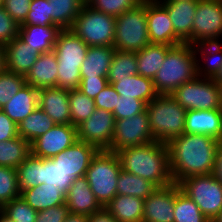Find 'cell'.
<instances>
[{
	"label": "cell",
	"instance_id": "cell-1",
	"mask_svg": "<svg viewBox=\"0 0 222 222\" xmlns=\"http://www.w3.org/2000/svg\"><path fill=\"white\" fill-rule=\"evenodd\" d=\"M219 140L208 135L183 133L167 143L174 183L215 171Z\"/></svg>",
	"mask_w": 222,
	"mask_h": 222
},
{
	"label": "cell",
	"instance_id": "cell-2",
	"mask_svg": "<svg viewBox=\"0 0 222 222\" xmlns=\"http://www.w3.org/2000/svg\"><path fill=\"white\" fill-rule=\"evenodd\" d=\"M116 154L122 170L149 180L157 187L174 183L166 143L153 141L142 146L123 148Z\"/></svg>",
	"mask_w": 222,
	"mask_h": 222
},
{
	"label": "cell",
	"instance_id": "cell-3",
	"mask_svg": "<svg viewBox=\"0 0 222 222\" xmlns=\"http://www.w3.org/2000/svg\"><path fill=\"white\" fill-rule=\"evenodd\" d=\"M196 73V56L191 44L173 46L153 78L158 95H171L179 86L193 80Z\"/></svg>",
	"mask_w": 222,
	"mask_h": 222
},
{
	"label": "cell",
	"instance_id": "cell-4",
	"mask_svg": "<svg viewBox=\"0 0 222 222\" xmlns=\"http://www.w3.org/2000/svg\"><path fill=\"white\" fill-rule=\"evenodd\" d=\"M89 46L72 30H61L54 45L58 60L57 87L79 89L81 81L80 67Z\"/></svg>",
	"mask_w": 222,
	"mask_h": 222
},
{
	"label": "cell",
	"instance_id": "cell-5",
	"mask_svg": "<svg viewBox=\"0 0 222 222\" xmlns=\"http://www.w3.org/2000/svg\"><path fill=\"white\" fill-rule=\"evenodd\" d=\"M146 112L155 141L167 144L184 133L186 110L171 95H158L146 104Z\"/></svg>",
	"mask_w": 222,
	"mask_h": 222
},
{
	"label": "cell",
	"instance_id": "cell-6",
	"mask_svg": "<svg viewBox=\"0 0 222 222\" xmlns=\"http://www.w3.org/2000/svg\"><path fill=\"white\" fill-rule=\"evenodd\" d=\"M121 164L116 152L98 150L92 157L85 177L97 202L105 207L117 195Z\"/></svg>",
	"mask_w": 222,
	"mask_h": 222
},
{
	"label": "cell",
	"instance_id": "cell-7",
	"mask_svg": "<svg viewBox=\"0 0 222 222\" xmlns=\"http://www.w3.org/2000/svg\"><path fill=\"white\" fill-rule=\"evenodd\" d=\"M150 44L147 26V0L116 17L113 47L117 51L137 52Z\"/></svg>",
	"mask_w": 222,
	"mask_h": 222
},
{
	"label": "cell",
	"instance_id": "cell-8",
	"mask_svg": "<svg viewBox=\"0 0 222 222\" xmlns=\"http://www.w3.org/2000/svg\"><path fill=\"white\" fill-rule=\"evenodd\" d=\"M115 23L116 17L95 10L86 3L70 30L88 46H113Z\"/></svg>",
	"mask_w": 222,
	"mask_h": 222
},
{
	"label": "cell",
	"instance_id": "cell-9",
	"mask_svg": "<svg viewBox=\"0 0 222 222\" xmlns=\"http://www.w3.org/2000/svg\"><path fill=\"white\" fill-rule=\"evenodd\" d=\"M179 186L211 222L222 211V183L214 173L190 176L182 180Z\"/></svg>",
	"mask_w": 222,
	"mask_h": 222
},
{
	"label": "cell",
	"instance_id": "cell-10",
	"mask_svg": "<svg viewBox=\"0 0 222 222\" xmlns=\"http://www.w3.org/2000/svg\"><path fill=\"white\" fill-rule=\"evenodd\" d=\"M171 96L185 110L221 109L218 83L213 78L196 76L179 86Z\"/></svg>",
	"mask_w": 222,
	"mask_h": 222
},
{
	"label": "cell",
	"instance_id": "cell-11",
	"mask_svg": "<svg viewBox=\"0 0 222 222\" xmlns=\"http://www.w3.org/2000/svg\"><path fill=\"white\" fill-rule=\"evenodd\" d=\"M220 37L222 39V0H197L191 45L220 43Z\"/></svg>",
	"mask_w": 222,
	"mask_h": 222
},
{
	"label": "cell",
	"instance_id": "cell-12",
	"mask_svg": "<svg viewBox=\"0 0 222 222\" xmlns=\"http://www.w3.org/2000/svg\"><path fill=\"white\" fill-rule=\"evenodd\" d=\"M153 139L146 110L130 118L115 119L114 133L109 151L117 152L126 147L142 146Z\"/></svg>",
	"mask_w": 222,
	"mask_h": 222
},
{
	"label": "cell",
	"instance_id": "cell-13",
	"mask_svg": "<svg viewBox=\"0 0 222 222\" xmlns=\"http://www.w3.org/2000/svg\"><path fill=\"white\" fill-rule=\"evenodd\" d=\"M115 118L112 112L96 108L94 113L77 126V139L108 150L114 133Z\"/></svg>",
	"mask_w": 222,
	"mask_h": 222
},
{
	"label": "cell",
	"instance_id": "cell-14",
	"mask_svg": "<svg viewBox=\"0 0 222 222\" xmlns=\"http://www.w3.org/2000/svg\"><path fill=\"white\" fill-rule=\"evenodd\" d=\"M77 140V127L72 124H55L31 144V154L39 158H52L69 148Z\"/></svg>",
	"mask_w": 222,
	"mask_h": 222
},
{
	"label": "cell",
	"instance_id": "cell-15",
	"mask_svg": "<svg viewBox=\"0 0 222 222\" xmlns=\"http://www.w3.org/2000/svg\"><path fill=\"white\" fill-rule=\"evenodd\" d=\"M147 26L150 43L177 46L184 42L176 35L167 9L155 0H147Z\"/></svg>",
	"mask_w": 222,
	"mask_h": 222
},
{
	"label": "cell",
	"instance_id": "cell-16",
	"mask_svg": "<svg viewBox=\"0 0 222 222\" xmlns=\"http://www.w3.org/2000/svg\"><path fill=\"white\" fill-rule=\"evenodd\" d=\"M179 184L172 183L157 187L144 200L142 222H174L175 194L180 190Z\"/></svg>",
	"mask_w": 222,
	"mask_h": 222
},
{
	"label": "cell",
	"instance_id": "cell-17",
	"mask_svg": "<svg viewBox=\"0 0 222 222\" xmlns=\"http://www.w3.org/2000/svg\"><path fill=\"white\" fill-rule=\"evenodd\" d=\"M97 151L94 145L77 139L69 148L51 159L70 176L78 178L85 176L92 157Z\"/></svg>",
	"mask_w": 222,
	"mask_h": 222
},
{
	"label": "cell",
	"instance_id": "cell-18",
	"mask_svg": "<svg viewBox=\"0 0 222 222\" xmlns=\"http://www.w3.org/2000/svg\"><path fill=\"white\" fill-rule=\"evenodd\" d=\"M184 133L208 135L222 141V109L186 110Z\"/></svg>",
	"mask_w": 222,
	"mask_h": 222
},
{
	"label": "cell",
	"instance_id": "cell-19",
	"mask_svg": "<svg viewBox=\"0 0 222 222\" xmlns=\"http://www.w3.org/2000/svg\"><path fill=\"white\" fill-rule=\"evenodd\" d=\"M69 91L68 89L60 87L39 89L38 106L48 114L56 124H71Z\"/></svg>",
	"mask_w": 222,
	"mask_h": 222
},
{
	"label": "cell",
	"instance_id": "cell-20",
	"mask_svg": "<svg viewBox=\"0 0 222 222\" xmlns=\"http://www.w3.org/2000/svg\"><path fill=\"white\" fill-rule=\"evenodd\" d=\"M166 9L176 35L191 44L192 24L197 9V0L158 1Z\"/></svg>",
	"mask_w": 222,
	"mask_h": 222
},
{
	"label": "cell",
	"instance_id": "cell-21",
	"mask_svg": "<svg viewBox=\"0 0 222 222\" xmlns=\"http://www.w3.org/2000/svg\"><path fill=\"white\" fill-rule=\"evenodd\" d=\"M70 213L90 216L102 207L97 202L85 176L75 178L65 195Z\"/></svg>",
	"mask_w": 222,
	"mask_h": 222
},
{
	"label": "cell",
	"instance_id": "cell-22",
	"mask_svg": "<svg viewBox=\"0 0 222 222\" xmlns=\"http://www.w3.org/2000/svg\"><path fill=\"white\" fill-rule=\"evenodd\" d=\"M58 60L53 51L39 55L27 75L26 84L34 88L42 89L47 87H57Z\"/></svg>",
	"mask_w": 222,
	"mask_h": 222
},
{
	"label": "cell",
	"instance_id": "cell-23",
	"mask_svg": "<svg viewBox=\"0 0 222 222\" xmlns=\"http://www.w3.org/2000/svg\"><path fill=\"white\" fill-rule=\"evenodd\" d=\"M6 70L26 76L40 53L24 43L18 36L4 46Z\"/></svg>",
	"mask_w": 222,
	"mask_h": 222
},
{
	"label": "cell",
	"instance_id": "cell-24",
	"mask_svg": "<svg viewBox=\"0 0 222 222\" xmlns=\"http://www.w3.org/2000/svg\"><path fill=\"white\" fill-rule=\"evenodd\" d=\"M60 31L61 29L55 25H20L18 36L32 49H36L42 54L54 50V45Z\"/></svg>",
	"mask_w": 222,
	"mask_h": 222
},
{
	"label": "cell",
	"instance_id": "cell-25",
	"mask_svg": "<svg viewBox=\"0 0 222 222\" xmlns=\"http://www.w3.org/2000/svg\"><path fill=\"white\" fill-rule=\"evenodd\" d=\"M39 89L25 84L1 109L17 125L38 107Z\"/></svg>",
	"mask_w": 222,
	"mask_h": 222
},
{
	"label": "cell",
	"instance_id": "cell-26",
	"mask_svg": "<svg viewBox=\"0 0 222 222\" xmlns=\"http://www.w3.org/2000/svg\"><path fill=\"white\" fill-rule=\"evenodd\" d=\"M120 97L135 98L146 104L158 96L153 79L139 74L131 75L111 84Z\"/></svg>",
	"mask_w": 222,
	"mask_h": 222
},
{
	"label": "cell",
	"instance_id": "cell-27",
	"mask_svg": "<svg viewBox=\"0 0 222 222\" xmlns=\"http://www.w3.org/2000/svg\"><path fill=\"white\" fill-rule=\"evenodd\" d=\"M115 53L113 46H89L81 64V77H107Z\"/></svg>",
	"mask_w": 222,
	"mask_h": 222
},
{
	"label": "cell",
	"instance_id": "cell-28",
	"mask_svg": "<svg viewBox=\"0 0 222 222\" xmlns=\"http://www.w3.org/2000/svg\"><path fill=\"white\" fill-rule=\"evenodd\" d=\"M104 208L117 222H142L144 199L117 194Z\"/></svg>",
	"mask_w": 222,
	"mask_h": 222
},
{
	"label": "cell",
	"instance_id": "cell-29",
	"mask_svg": "<svg viewBox=\"0 0 222 222\" xmlns=\"http://www.w3.org/2000/svg\"><path fill=\"white\" fill-rule=\"evenodd\" d=\"M193 47L196 56L197 76L214 78L222 66V43H202L193 45Z\"/></svg>",
	"mask_w": 222,
	"mask_h": 222
},
{
	"label": "cell",
	"instance_id": "cell-30",
	"mask_svg": "<svg viewBox=\"0 0 222 222\" xmlns=\"http://www.w3.org/2000/svg\"><path fill=\"white\" fill-rule=\"evenodd\" d=\"M21 197L37 212L65 204V194L47 183L22 190Z\"/></svg>",
	"mask_w": 222,
	"mask_h": 222
},
{
	"label": "cell",
	"instance_id": "cell-31",
	"mask_svg": "<svg viewBox=\"0 0 222 222\" xmlns=\"http://www.w3.org/2000/svg\"><path fill=\"white\" fill-rule=\"evenodd\" d=\"M173 46L150 43L140 51L135 52L138 64V74L153 79L161 68L167 52Z\"/></svg>",
	"mask_w": 222,
	"mask_h": 222
},
{
	"label": "cell",
	"instance_id": "cell-32",
	"mask_svg": "<svg viewBox=\"0 0 222 222\" xmlns=\"http://www.w3.org/2000/svg\"><path fill=\"white\" fill-rule=\"evenodd\" d=\"M53 25L61 30L70 29L83 9L84 0H48Z\"/></svg>",
	"mask_w": 222,
	"mask_h": 222
},
{
	"label": "cell",
	"instance_id": "cell-33",
	"mask_svg": "<svg viewBox=\"0 0 222 222\" xmlns=\"http://www.w3.org/2000/svg\"><path fill=\"white\" fill-rule=\"evenodd\" d=\"M56 123L39 106L17 125L18 136L30 144L38 137L45 134Z\"/></svg>",
	"mask_w": 222,
	"mask_h": 222
},
{
	"label": "cell",
	"instance_id": "cell-34",
	"mask_svg": "<svg viewBox=\"0 0 222 222\" xmlns=\"http://www.w3.org/2000/svg\"><path fill=\"white\" fill-rule=\"evenodd\" d=\"M30 154V143L20 136L0 141V166L16 169Z\"/></svg>",
	"mask_w": 222,
	"mask_h": 222
},
{
	"label": "cell",
	"instance_id": "cell-35",
	"mask_svg": "<svg viewBox=\"0 0 222 222\" xmlns=\"http://www.w3.org/2000/svg\"><path fill=\"white\" fill-rule=\"evenodd\" d=\"M157 186L149 180L121 169L117 180V194L146 199Z\"/></svg>",
	"mask_w": 222,
	"mask_h": 222
},
{
	"label": "cell",
	"instance_id": "cell-36",
	"mask_svg": "<svg viewBox=\"0 0 222 222\" xmlns=\"http://www.w3.org/2000/svg\"><path fill=\"white\" fill-rule=\"evenodd\" d=\"M135 74H138L136 53L115 50L107 75L108 83L112 84Z\"/></svg>",
	"mask_w": 222,
	"mask_h": 222
},
{
	"label": "cell",
	"instance_id": "cell-37",
	"mask_svg": "<svg viewBox=\"0 0 222 222\" xmlns=\"http://www.w3.org/2000/svg\"><path fill=\"white\" fill-rule=\"evenodd\" d=\"M75 177L70 176L51 158H41V181L40 185L47 183L50 186L59 187L65 195L72 185Z\"/></svg>",
	"mask_w": 222,
	"mask_h": 222
},
{
	"label": "cell",
	"instance_id": "cell-38",
	"mask_svg": "<svg viewBox=\"0 0 222 222\" xmlns=\"http://www.w3.org/2000/svg\"><path fill=\"white\" fill-rule=\"evenodd\" d=\"M174 222H211L181 189L175 194Z\"/></svg>",
	"mask_w": 222,
	"mask_h": 222
},
{
	"label": "cell",
	"instance_id": "cell-39",
	"mask_svg": "<svg viewBox=\"0 0 222 222\" xmlns=\"http://www.w3.org/2000/svg\"><path fill=\"white\" fill-rule=\"evenodd\" d=\"M69 109L71 124L77 127L94 113L96 106L93 99L79 89H74L69 91Z\"/></svg>",
	"mask_w": 222,
	"mask_h": 222
},
{
	"label": "cell",
	"instance_id": "cell-40",
	"mask_svg": "<svg viewBox=\"0 0 222 222\" xmlns=\"http://www.w3.org/2000/svg\"><path fill=\"white\" fill-rule=\"evenodd\" d=\"M20 191L37 185L41 181V158L30 154L17 168Z\"/></svg>",
	"mask_w": 222,
	"mask_h": 222
},
{
	"label": "cell",
	"instance_id": "cell-41",
	"mask_svg": "<svg viewBox=\"0 0 222 222\" xmlns=\"http://www.w3.org/2000/svg\"><path fill=\"white\" fill-rule=\"evenodd\" d=\"M20 196L16 169L0 166V208Z\"/></svg>",
	"mask_w": 222,
	"mask_h": 222
},
{
	"label": "cell",
	"instance_id": "cell-42",
	"mask_svg": "<svg viewBox=\"0 0 222 222\" xmlns=\"http://www.w3.org/2000/svg\"><path fill=\"white\" fill-rule=\"evenodd\" d=\"M0 210L15 222H35L38 213L21 196L7 202Z\"/></svg>",
	"mask_w": 222,
	"mask_h": 222
},
{
	"label": "cell",
	"instance_id": "cell-43",
	"mask_svg": "<svg viewBox=\"0 0 222 222\" xmlns=\"http://www.w3.org/2000/svg\"><path fill=\"white\" fill-rule=\"evenodd\" d=\"M26 84L25 76L5 70L0 74V109Z\"/></svg>",
	"mask_w": 222,
	"mask_h": 222
},
{
	"label": "cell",
	"instance_id": "cell-44",
	"mask_svg": "<svg viewBox=\"0 0 222 222\" xmlns=\"http://www.w3.org/2000/svg\"><path fill=\"white\" fill-rule=\"evenodd\" d=\"M143 1L144 0H89L87 4L95 10L117 17L126 11L136 8Z\"/></svg>",
	"mask_w": 222,
	"mask_h": 222
},
{
	"label": "cell",
	"instance_id": "cell-45",
	"mask_svg": "<svg viewBox=\"0 0 222 222\" xmlns=\"http://www.w3.org/2000/svg\"><path fill=\"white\" fill-rule=\"evenodd\" d=\"M21 25H53L48 0H32L27 17Z\"/></svg>",
	"mask_w": 222,
	"mask_h": 222
},
{
	"label": "cell",
	"instance_id": "cell-46",
	"mask_svg": "<svg viewBox=\"0 0 222 222\" xmlns=\"http://www.w3.org/2000/svg\"><path fill=\"white\" fill-rule=\"evenodd\" d=\"M146 110V103L139 99L119 97L113 110L115 119L130 118Z\"/></svg>",
	"mask_w": 222,
	"mask_h": 222
},
{
	"label": "cell",
	"instance_id": "cell-47",
	"mask_svg": "<svg viewBox=\"0 0 222 222\" xmlns=\"http://www.w3.org/2000/svg\"><path fill=\"white\" fill-rule=\"evenodd\" d=\"M19 34V25L6 10L0 6V45L5 46Z\"/></svg>",
	"mask_w": 222,
	"mask_h": 222
},
{
	"label": "cell",
	"instance_id": "cell-48",
	"mask_svg": "<svg viewBox=\"0 0 222 222\" xmlns=\"http://www.w3.org/2000/svg\"><path fill=\"white\" fill-rule=\"evenodd\" d=\"M32 0H2V7L20 26L26 19Z\"/></svg>",
	"mask_w": 222,
	"mask_h": 222
},
{
	"label": "cell",
	"instance_id": "cell-49",
	"mask_svg": "<svg viewBox=\"0 0 222 222\" xmlns=\"http://www.w3.org/2000/svg\"><path fill=\"white\" fill-rule=\"evenodd\" d=\"M108 84L107 77H81L79 90L94 100Z\"/></svg>",
	"mask_w": 222,
	"mask_h": 222
},
{
	"label": "cell",
	"instance_id": "cell-50",
	"mask_svg": "<svg viewBox=\"0 0 222 222\" xmlns=\"http://www.w3.org/2000/svg\"><path fill=\"white\" fill-rule=\"evenodd\" d=\"M70 214V210L66 204L39 211L36 215L35 222H64Z\"/></svg>",
	"mask_w": 222,
	"mask_h": 222
},
{
	"label": "cell",
	"instance_id": "cell-51",
	"mask_svg": "<svg viewBox=\"0 0 222 222\" xmlns=\"http://www.w3.org/2000/svg\"><path fill=\"white\" fill-rule=\"evenodd\" d=\"M120 95L108 84L94 99L96 108L113 112Z\"/></svg>",
	"mask_w": 222,
	"mask_h": 222
},
{
	"label": "cell",
	"instance_id": "cell-52",
	"mask_svg": "<svg viewBox=\"0 0 222 222\" xmlns=\"http://www.w3.org/2000/svg\"><path fill=\"white\" fill-rule=\"evenodd\" d=\"M17 136V124L0 109V141H7Z\"/></svg>",
	"mask_w": 222,
	"mask_h": 222
},
{
	"label": "cell",
	"instance_id": "cell-53",
	"mask_svg": "<svg viewBox=\"0 0 222 222\" xmlns=\"http://www.w3.org/2000/svg\"><path fill=\"white\" fill-rule=\"evenodd\" d=\"M88 222H117V220L102 207L99 211L88 216Z\"/></svg>",
	"mask_w": 222,
	"mask_h": 222
},
{
	"label": "cell",
	"instance_id": "cell-54",
	"mask_svg": "<svg viewBox=\"0 0 222 222\" xmlns=\"http://www.w3.org/2000/svg\"><path fill=\"white\" fill-rule=\"evenodd\" d=\"M214 175L222 183V141L219 142L217 148Z\"/></svg>",
	"mask_w": 222,
	"mask_h": 222
},
{
	"label": "cell",
	"instance_id": "cell-55",
	"mask_svg": "<svg viewBox=\"0 0 222 222\" xmlns=\"http://www.w3.org/2000/svg\"><path fill=\"white\" fill-rule=\"evenodd\" d=\"M64 222H88V216L70 213Z\"/></svg>",
	"mask_w": 222,
	"mask_h": 222
},
{
	"label": "cell",
	"instance_id": "cell-56",
	"mask_svg": "<svg viewBox=\"0 0 222 222\" xmlns=\"http://www.w3.org/2000/svg\"><path fill=\"white\" fill-rule=\"evenodd\" d=\"M6 70V52L4 46L0 45V74Z\"/></svg>",
	"mask_w": 222,
	"mask_h": 222
},
{
	"label": "cell",
	"instance_id": "cell-57",
	"mask_svg": "<svg viewBox=\"0 0 222 222\" xmlns=\"http://www.w3.org/2000/svg\"><path fill=\"white\" fill-rule=\"evenodd\" d=\"M0 222H15L0 210Z\"/></svg>",
	"mask_w": 222,
	"mask_h": 222
},
{
	"label": "cell",
	"instance_id": "cell-58",
	"mask_svg": "<svg viewBox=\"0 0 222 222\" xmlns=\"http://www.w3.org/2000/svg\"><path fill=\"white\" fill-rule=\"evenodd\" d=\"M213 80L217 83L222 82V66H221L219 72L217 73V75L213 78Z\"/></svg>",
	"mask_w": 222,
	"mask_h": 222
},
{
	"label": "cell",
	"instance_id": "cell-59",
	"mask_svg": "<svg viewBox=\"0 0 222 222\" xmlns=\"http://www.w3.org/2000/svg\"><path fill=\"white\" fill-rule=\"evenodd\" d=\"M218 87H219V95H220V105L222 109V82L218 83Z\"/></svg>",
	"mask_w": 222,
	"mask_h": 222
},
{
	"label": "cell",
	"instance_id": "cell-60",
	"mask_svg": "<svg viewBox=\"0 0 222 222\" xmlns=\"http://www.w3.org/2000/svg\"><path fill=\"white\" fill-rule=\"evenodd\" d=\"M212 222H222V211L218 214V216Z\"/></svg>",
	"mask_w": 222,
	"mask_h": 222
},
{
	"label": "cell",
	"instance_id": "cell-61",
	"mask_svg": "<svg viewBox=\"0 0 222 222\" xmlns=\"http://www.w3.org/2000/svg\"><path fill=\"white\" fill-rule=\"evenodd\" d=\"M155 1H176V0H155Z\"/></svg>",
	"mask_w": 222,
	"mask_h": 222
}]
</instances>
